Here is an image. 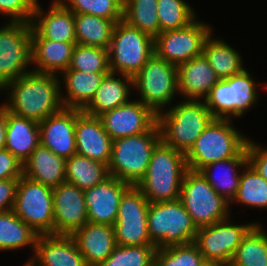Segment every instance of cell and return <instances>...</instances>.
<instances>
[{"label": "cell", "mask_w": 267, "mask_h": 266, "mask_svg": "<svg viewBox=\"0 0 267 266\" xmlns=\"http://www.w3.org/2000/svg\"><path fill=\"white\" fill-rule=\"evenodd\" d=\"M0 94L4 95L2 104L9 112L38 123L64 108L60 77L53 73H25L7 84Z\"/></svg>", "instance_id": "1"}, {"label": "cell", "mask_w": 267, "mask_h": 266, "mask_svg": "<svg viewBox=\"0 0 267 266\" xmlns=\"http://www.w3.org/2000/svg\"><path fill=\"white\" fill-rule=\"evenodd\" d=\"M187 170L186 155L161 140L152 152L146 174L136 187L150 203L174 201L180 198Z\"/></svg>", "instance_id": "2"}, {"label": "cell", "mask_w": 267, "mask_h": 266, "mask_svg": "<svg viewBox=\"0 0 267 266\" xmlns=\"http://www.w3.org/2000/svg\"><path fill=\"white\" fill-rule=\"evenodd\" d=\"M214 119L204 100H177L157 114L161 140L185 155Z\"/></svg>", "instance_id": "3"}, {"label": "cell", "mask_w": 267, "mask_h": 266, "mask_svg": "<svg viewBox=\"0 0 267 266\" xmlns=\"http://www.w3.org/2000/svg\"><path fill=\"white\" fill-rule=\"evenodd\" d=\"M257 80L256 75L254 77L253 72L247 68L230 78L220 79L204 99L211 115L214 118L232 120L245 116L246 112L261 102L259 85L267 91V82L261 84Z\"/></svg>", "instance_id": "4"}, {"label": "cell", "mask_w": 267, "mask_h": 266, "mask_svg": "<svg viewBox=\"0 0 267 266\" xmlns=\"http://www.w3.org/2000/svg\"><path fill=\"white\" fill-rule=\"evenodd\" d=\"M234 121L214 118L208 124L186 154L188 169L200 171L210 163L236 157L246 147L249 136Z\"/></svg>", "instance_id": "5"}, {"label": "cell", "mask_w": 267, "mask_h": 266, "mask_svg": "<svg viewBox=\"0 0 267 266\" xmlns=\"http://www.w3.org/2000/svg\"><path fill=\"white\" fill-rule=\"evenodd\" d=\"M160 141L158 123L147 132L113 140L109 175L136 186L146 174L152 152Z\"/></svg>", "instance_id": "6"}, {"label": "cell", "mask_w": 267, "mask_h": 266, "mask_svg": "<svg viewBox=\"0 0 267 266\" xmlns=\"http://www.w3.org/2000/svg\"><path fill=\"white\" fill-rule=\"evenodd\" d=\"M147 225L156 249L193 243L198 231L180 199L149 203Z\"/></svg>", "instance_id": "7"}, {"label": "cell", "mask_w": 267, "mask_h": 266, "mask_svg": "<svg viewBox=\"0 0 267 266\" xmlns=\"http://www.w3.org/2000/svg\"><path fill=\"white\" fill-rule=\"evenodd\" d=\"M133 89L136 99L158 114L172 106L179 97L177 66L154 53L133 76Z\"/></svg>", "instance_id": "8"}, {"label": "cell", "mask_w": 267, "mask_h": 266, "mask_svg": "<svg viewBox=\"0 0 267 266\" xmlns=\"http://www.w3.org/2000/svg\"><path fill=\"white\" fill-rule=\"evenodd\" d=\"M179 199L198 228L232 215L230 203L212 188L200 171H186Z\"/></svg>", "instance_id": "9"}, {"label": "cell", "mask_w": 267, "mask_h": 266, "mask_svg": "<svg viewBox=\"0 0 267 266\" xmlns=\"http://www.w3.org/2000/svg\"><path fill=\"white\" fill-rule=\"evenodd\" d=\"M108 52L110 71L133 77L155 53L154 38L122 20L114 28Z\"/></svg>", "instance_id": "10"}, {"label": "cell", "mask_w": 267, "mask_h": 266, "mask_svg": "<svg viewBox=\"0 0 267 266\" xmlns=\"http://www.w3.org/2000/svg\"><path fill=\"white\" fill-rule=\"evenodd\" d=\"M0 91L21 75L32 71V23L6 21L0 24Z\"/></svg>", "instance_id": "11"}, {"label": "cell", "mask_w": 267, "mask_h": 266, "mask_svg": "<svg viewBox=\"0 0 267 266\" xmlns=\"http://www.w3.org/2000/svg\"><path fill=\"white\" fill-rule=\"evenodd\" d=\"M12 210L39 235H54L53 188L21 176Z\"/></svg>", "instance_id": "12"}, {"label": "cell", "mask_w": 267, "mask_h": 266, "mask_svg": "<svg viewBox=\"0 0 267 266\" xmlns=\"http://www.w3.org/2000/svg\"><path fill=\"white\" fill-rule=\"evenodd\" d=\"M199 18L184 28L159 33L154 38L155 54L176 66L202 55L204 42L214 30Z\"/></svg>", "instance_id": "13"}, {"label": "cell", "mask_w": 267, "mask_h": 266, "mask_svg": "<svg viewBox=\"0 0 267 266\" xmlns=\"http://www.w3.org/2000/svg\"><path fill=\"white\" fill-rule=\"evenodd\" d=\"M256 223L260 222H236L231 215L225 220L198 228L194 243L204 259L229 266L243 237Z\"/></svg>", "instance_id": "14"}, {"label": "cell", "mask_w": 267, "mask_h": 266, "mask_svg": "<svg viewBox=\"0 0 267 266\" xmlns=\"http://www.w3.org/2000/svg\"><path fill=\"white\" fill-rule=\"evenodd\" d=\"M149 203L136 186L124 192L113 224L117 245H152L147 225Z\"/></svg>", "instance_id": "15"}, {"label": "cell", "mask_w": 267, "mask_h": 266, "mask_svg": "<svg viewBox=\"0 0 267 266\" xmlns=\"http://www.w3.org/2000/svg\"><path fill=\"white\" fill-rule=\"evenodd\" d=\"M99 118L112 140L147 132L157 123V114L136 97Z\"/></svg>", "instance_id": "16"}, {"label": "cell", "mask_w": 267, "mask_h": 266, "mask_svg": "<svg viewBox=\"0 0 267 266\" xmlns=\"http://www.w3.org/2000/svg\"><path fill=\"white\" fill-rule=\"evenodd\" d=\"M54 235H72L88 222L84 191L64 182L53 188Z\"/></svg>", "instance_id": "17"}, {"label": "cell", "mask_w": 267, "mask_h": 266, "mask_svg": "<svg viewBox=\"0 0 267 266\" xmlns=\"http://www.w3.org/2000/svg\"><path fill=\"white\" fill-rule=\"evenodd\" d=\"M131 185L109 175L84 191L88 221L112 225L116 222L120 200Z\"/></svg>", "instance_id": "18"}, {"label": "cell", "mask_w": 267, "mask_h": 266, "mask_svg": "<svg viewBox=\"0 0 267 266\" xmlns=\"http://www.w3.org/2000/svg\"><path fill=\"white\" fill-rule=\"evenodd\" d=\"M77 108H63L39 123L40 144L65 159L76 154Z\"/></svg>", "instance_id": "19"}, {"label": "cell", "mask_w": 267, "mask_h": 266, "mask_svg": "<svg viewBox=\"0 0 267 266\" xmlns=\"http://www.w3.org/2000/svg\"><path fill=\"white\" fill-rule=\"evenodd\" d=\"M75 136L77 154L108 166L113 140L98 116H92L77 109Z\"/></svg>", "instance_id": "20"}, {"label": "cell", "mask_w": 267, "mask_h": 266, "mask_svg": "<svg viewBox=\"0 0 267 266\" xmlns=\"http://www.w3.org/2000/svg\"><path fill=\"white\" fill-rule=\"evenodd\" d=\"M31 23L44 39L76 42L74 13L60 0H51L45 9L37 0Z\"/></svg>", "instance_id": "21"}, {"label": "cell", "mask_w": 267, "mask_h": 266, "mask_svg": "<svg viewBox=\"0 0 267 266\" xmlns=\"http://www.w3.org/2000/svg\"><path fill=\"white\" fill-rule=\"evenodd\" d=\"M31 260L37 266H88L71 235H39Z\"/></svg>", "instance_id": "22"}, {"label": "cell", "mask_w": 267, "mask_h": 266, "mask_svg": "<svg viewBox=\"0 0 267 266\" xmlns=\"http://www.w3.org/2000/svg\"><path fill=\"white\" fill-rule=\"evenodd\" d=\"M179 98L204 100L220 80L204 55L177 66Z\"/></svg>", "instance_id": "23"}, {"label": "cell", "mask_w": 267, "mask_h": 266, "mask_svg": "<svg viewBox=\"0 0 267 266\" xmlns=\"http://www.w3.org/2000/svg\"><path fill=\"white\" fill-rule=\"evenodd\" d=\"M76 42L44 39L34 28L31 36L32 71L60 75L67 70Z\"/></svg>", "instance_id": "24"}, {"label": "cell", "mask_w": 267, "mask_h": 266, "mask_svg": "<svg viewBox=\"0 0 267 266\" xmlns=\"http://www.w3.org/2000/svg\"><path fill=\"white\" fill-rule=\"evenodd\" d=\"M88 266L105 261L117 246L114 227L87 222L71 235Z\"/></svg>", "instance_id": "25"}, {"label": "cell", "mask_w": 267, "mask_h": 266, "mask_svg": "<svg viewBox=\"0 0 267 266\" xmlns=\"http://www.w3.org/2000/svg\"><path fill=\"white\" fill-rule=\"evenodd\" d=\"M133 91L132 76L109 72L102 80L94 98L83 111L99 117L107 111L128 103L135 97Z\"/></svg>", "instance_id": "26"}, {"label": "cell", "mask_w": 267, "mask_h": 266, "mask_svg": "<svg viewBox=\"0 0 267 266\" xmlns=\"http://www.w3.org/2000/svg\"><path fill=\"white\" fill-rule=\"evenodd\" d=\"M247 163V148L245 147L236 157L210 163L200 172L212 188L230 203L236 196L241 171Z\"/></svg>", "instance_id": "27"}, {"label": "cell", "mask_w": 267, "mask_h": 266, "mask_svg": "<svg viewBox=\"0 0 267 266\" xmlns=\"http://www.w3.org/2000/svg\"><path fill=\"white\" fill-rule=\"evenodd\" d=\"M106 74L108 73H88L77 70L63 71L59 77L64 107L83 110L94 98Z\"/></svg>", "instance_id": "28"}, {"label": "cell", "mask_w": 267, "mask_h": 266, "mask_svg": "<svg viewBox=\"0 0 267 266\" xmlns=\"http://www.w3.org/2000/svg\"><path fill=\"white\" fill-rule=\"evenodd\" d=\"M66 159L41 144L23 163V175L43 185L55 188L66 180Z\"/></svg>", "instance_id": "29"}, {"label": "cell", "mask_w": 267, "mask_h": 266, "mask_svg": "<svg viewBox=\"0 0 267 266\" xmlns=\"http://www.w3.org/2000/svg\"><path fill=\"white\" fill-rule=\"evenodd\" d=\"M39 144V123L7 110L5 149L24 163Z\"/></svg>", "instance_id": "30"}, {"label": "cell", "mask_w": 267, "mask_h": 266, "mask_svg": "<svg viewBox=\"0 0 267 266\" xmlns=\"http://www.w3.org/2000/svg\"><path fill=\"white\" fill-rule=\"evenodd\" d=\"M214 33L212 32L205 40L202 54L218 77L230 78L247 68L242 53L235 46L229 45L225 39H222L223 37L213 35Z\"/></svg>", "instance_id": "31"}, {"label": "cell", "mask_w": 267, "mask_h": 266, "mask_svg": "<svg viewBox=\"0 0 267 266\" xmlns=\"http://www.w3.org/2000/svg\"><path fill=\"white\" fill-rule=\"evenodd\" d=\"M38 236L39 234L22 221L13 210L0 213V252L24 250L28 246L31 255L27 260H31Z\"/></svg>", "instance_id": "32"}, {"label": "cell", "mask_w": 267, "mask_h": 266, "mask_svg": "<svg viewBox=\"0 0 267 266\" xmlns=\"http://www.w3.org/2000/svg\"><path fill=\"white\" fill-rule=\"evenodd\" d=\"M237 204V207L241 206L242 209L267 210V181L249 163L241 171L239 188L236 196L230 202L232 215L234 214L232 211L235 209L233 206Z\"/></svg>", "instance_id": "33"}, {"label": "cell", "mask_w": 267, "mask_h": 266, "mask_svg": "<svg viewBox=\"0 0 267 266\" xmlns=\"http://www.w3.org/2000/svg\"><path fill=\"white\" fill-rule=\"evenodd\" d=\"M119 21L122 20L74 13L76 43L108 49L114 28Z\"/></svg>", "instance_id": "34"}, {"label": "cell", "mask_w": 267, "mask_h": 266, "mask_svg": "<svg viewBox=\"0 0 267 266\" xmlns=\"http://www.w3.org/2000/svg\"><path fill=\"white\" fill-rule=\"evenodd\" d=\"M65 182L85 191L109 176L108 166L88 157L73 154L65 162Z\"/></svg>", "instance_id": "35"}, {"label": "cell", "mask_w": 267, "mask_h": 266, "mask_svg": "<svg viewBox=\"0 0 267 266\" xmlns=\"http://www.w3.org/2000/svg\"><path fill=\"white\" fill-rule=\"evenodd\" d=\"M262 223L243 237L229 266H267V228Z\"/></svg>", "instance_id": "36"}, {"label": "cell", "mask_w": 267, "mask_h": 266, "mask_svg": "<svg viewBox=\"0 0 267 266\" xmlns=\"http://www.w3.org/2000/svg\"><path fill=\"white\" fill-rule=\"evenodd\" d=\"M123 21L155 38L160 33L157 0H124Z\"/></svg>", "instance_id": "37"}, {"label": "cell", "mask_w": 267, "mask_h": 266, "mask_svg": "<svg viewBox=\"0 0 267 266\" xmlns=\"http://www.w3.org/2000/svg\"><path fill=\"white\" fill-rule=\"evenodd\" d=\"M191 5L185 0H157L160 33L181 29L192 23L199 14Z\"/></svg>", "instance_id": "38"}, {"label": "cell", "mask_w": 267, "mask_h": 266, "mask_svg": "<svg viewBox=\"0 0 267 266\" xmlns=\"http://www.w3.org/2000/svg\"><path fill=\"white\" fill-rule=\"evenodd\" d=\"M67 70H77L88 73L111 72L108 49L76 44Z\"/></svg>", "instance_id": "39"}, {"label": "cell", "mask_w": 267, "mask_h": 266, "mask_svg": "<svg viewBox=\"0 0 267 266\" xmlns=\"http://www.w3.org/2000/svg\"><path fill=\"white\" fill-rule=\"evenodd\" d=\"M154 245L119 246L110 256L96 266H153Z\"/></svg>", "instance_id": "40"}, {"label": "cell", "mask_w": 267, "mask_h": 266, "mask_svg": "<svg viewBox=\"0 0 267 266\" xmlns=\"http://www.w3.org/2000/svg\"><path fill=\"white\" fill-rule=\"evenodd\" d=\"M203 259L198 246L193 242L156 249L153 266H198Z\"/></svg>", "instance_id": "41"}, {"label": "cell", "mask_w": 267, "mask_h": 266, "mask_svg": "<svg viewBox=\"0 0 267 266\" xmlns=\"http://www.w3.org/2000/svg\"><path fill=\"white\" fill-rule=\"evenodd\" d=\"M69 10L109 20H123L124 0H60Z\"/></svg>", "instance_id": "42"}, {"label": "cell", "mask_w": 267, "mask_h": 266, "mask_svg": "<svg viewBox=\"0 0 267 266\" xmlns=\"http://www.w3.org/2000/svg\"><path fill=\"white\" fill-rule=\"evenodd\" d=\"M37 0H0V16L6 21L32 22Z\"/></svg>", "instance_id": "43"}, {"label": "cell", "mask_w": 267, "mask_h": 266, "mask_svg": "<svg viewBox=\"0 0 267 266\" xmlns=\"http://www.w3.org/2000/svg\"><path fill=\"white\" fill-rule=\"evenodd\" d=\"M246 148L248 163L267 181V146L252 140L249 135Z\"/></svg>", "instance_id": "44"}, {"label": "cell", "mask_w": 267, "mask_h": 266, "mask_svg": "<svg viewBox=\"0 0 267 266\" xmlns=\"http://www.w3.org/2000/svg\"><path fill=\"white\" fill-rule=\"evenodd\" d=\"M23 176V163L10 151L0 150V180Z\"/></svg>", "instance_id": "45"}, {"label": "cell", "mask_w": 267, "mask_h": 266, "mask_svg": "<svg viewBox=\"0 0 267 266\" xmlns=\"http://www.w3.org/2000/svg\"><path fill=\"white\" fill-rule=\"evenodd\" d=\"M19 178L0 180V213L13 209Z\"/></svg>", "instance_id": "46"}, {"label": "cell", "mask_w": 267, "mask_h": 266, "mask_svg": "<svg viewBox=\"0 0 267 266\" xmlns=\"http://www.w3.org/2000/svg\"><path fill=\"white\" fill-rule=\"evenodd\" d=\"M7 126V108L0 103V150L5 149Z\"/></svg>", "instance_id": "47"}, {"label": "cell", "mask_w": 267, "mask_h": 266, "mask_svg": "<svg viewBox=\"0 0 267 266\" xmlns=\"http://www.w3.org/2000/svg\"><path fill=\"white\" fill-rule=\"evenodd\" d=\"M198 266H224V265L217 261L203 259Z\"/></svg>", "instance_id": "48"}, {"label": "cell", "mask_w": 267, "mask_h": 266, "mask_svg": "<svg viewBox=\"0 0 267 266\" xmlns=\"http://www.w3.org/2000/svg\"><path fill=\"white\" fill-rule=\"evenodd\" d=\"M22 266H37L32 260H26Z\"/></svg>", "instance_id": "49"}]
</instances>
